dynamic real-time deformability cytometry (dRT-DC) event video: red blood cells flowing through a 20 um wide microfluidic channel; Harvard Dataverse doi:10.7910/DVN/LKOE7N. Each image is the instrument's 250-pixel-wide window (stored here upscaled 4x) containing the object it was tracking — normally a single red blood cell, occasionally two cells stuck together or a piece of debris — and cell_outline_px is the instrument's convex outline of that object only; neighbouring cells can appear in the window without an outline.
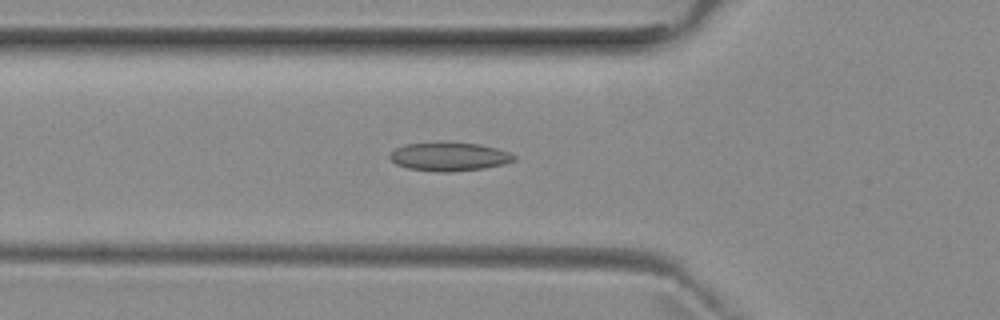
{"species": "common noctule bat (a hibernating species)", "species_latin": "Nyctalus noctula", "temperature_condition": "room temperature", "stored_images_in_passage": 52, "camera_frame_rate_fps": 3000, "um_per_image_px": 0.085, "animal": {"sex": "female", "body_mass_g": 29.2, "forearm_length_mm": 56.3}, "frame": {"image": 1, "passage_image": 18, "time_ms": 5.667, "image_size_px": [1000, 320], "cell_outline_px": [[516, 160], [504, 164], [484, 168], [448, 172], [436, 172], [408, 168], [396, 164], [388, 156], [396, 148], [404, 144], [440, 140], [480, 144], [496, 148], [508, 152], [516, 156]], "centroid_in_image_um": [38.16, 13.28], "position_along_channel_um": 87.6, "area_um2": 21.21}}
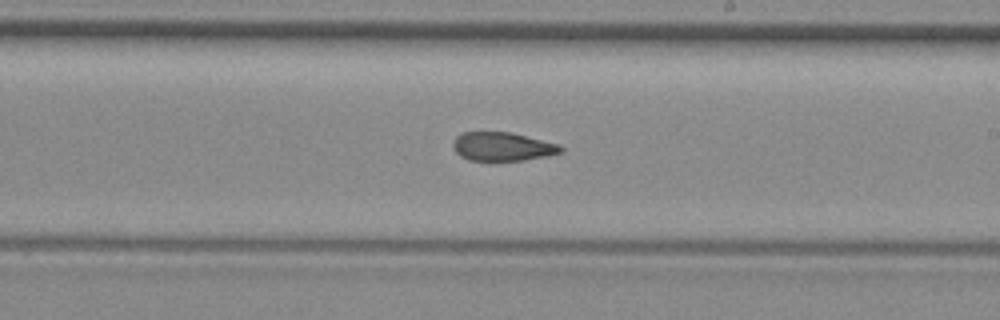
{"frame": {"image": 2, "passage_image": 30, "time_ms": 9.667, "image_size_px": [1000, 320], "cell_outline_px": [[564, 152], [548, 156], [524, 160], [468, 160], [460, 156], [452, 148], [452, 144], [456, 136], [460, 132], [512, 132], [560, 144], [564, 148]], "centroid_in_image_um": [42.73, 12.45], "position_along_channel_um": 246.3, "area_um2": 18.26}}
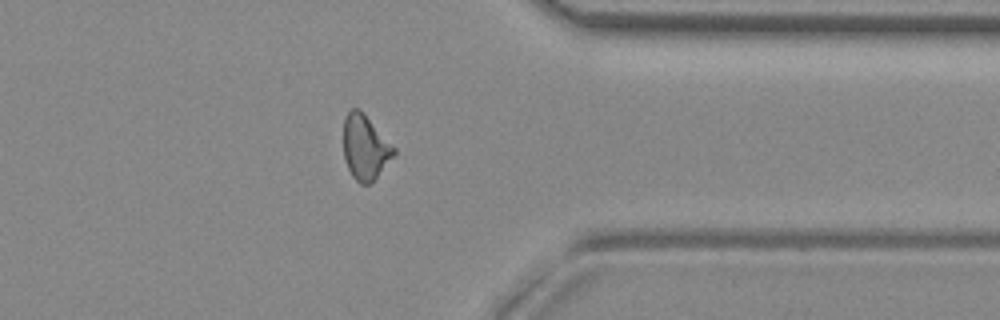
{"frame": {"image": 3, "passage_image": 41, "time_ms": 13.333, "image_size_px": [1000, 320], "cell_outline_px": [[396, 152], [376, 176], [368, 184], [360, 184], [352, 176], [344, 160], [344, 116], [352, 108], [356, 108], [396, 148]], "centroid_in_image_um": [31.0, 12.55], "position_along_channel_um": 380.4, "area_um2": 18.26}, "authors_computed_cell_mechanics": {"area_um2": 19.5075, "velocity_mm_per_s": 3.9555, "shape_relaxation_time_tau1_ms": null, "shape_relaxation_time_tau2_ms": 3.5923, "deformation_change_tau1": null, "deformation_change_tau2": 0.1138}}